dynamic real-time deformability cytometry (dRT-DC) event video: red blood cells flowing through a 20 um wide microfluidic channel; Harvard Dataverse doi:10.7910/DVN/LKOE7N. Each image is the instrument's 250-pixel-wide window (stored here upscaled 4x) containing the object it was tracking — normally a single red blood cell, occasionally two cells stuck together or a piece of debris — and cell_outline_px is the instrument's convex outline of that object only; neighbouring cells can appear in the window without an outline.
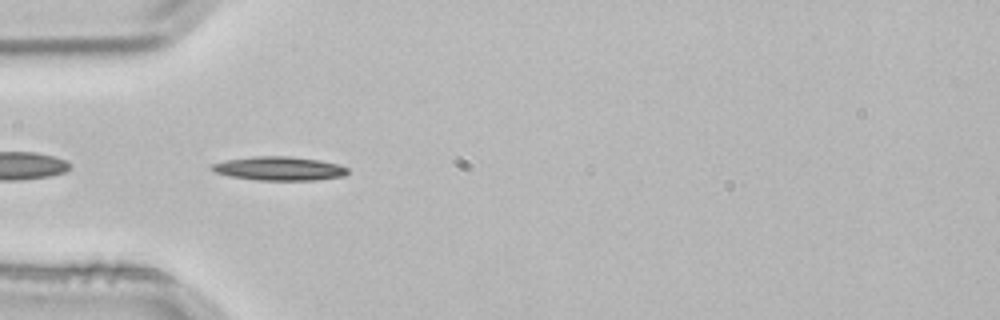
{"species": "common noctule bat (a hibernating species)", "species_latin": "Nyctalus noctula", "temperature_condition": "room temperature", "stored_images_in_passage": 4, "camera_frame_rate_fps": 3000, "um_per_image_px": 0.085, "animal": {"sex": "male", "body_mass_g": 21.5, "forearm_length_mm": 52.0}, "frame": {"image": 1, "passage_image": 4, "time_ms": 1.0, "image_size_px": [1000, 320], "cell_outline_px": [[348, 172], [344, 176], [316, 180], [256, 180], [228, 176], [216, 172], [208, 168], [212, 164], [224, 160], [252, 156], [292, 156], [320, 160], [340, 164], [348, 168]], "centroid_in_image_um": [23.72, 14.32], "position_along_channel_um": 61.3, "area_um2": 19.13}}